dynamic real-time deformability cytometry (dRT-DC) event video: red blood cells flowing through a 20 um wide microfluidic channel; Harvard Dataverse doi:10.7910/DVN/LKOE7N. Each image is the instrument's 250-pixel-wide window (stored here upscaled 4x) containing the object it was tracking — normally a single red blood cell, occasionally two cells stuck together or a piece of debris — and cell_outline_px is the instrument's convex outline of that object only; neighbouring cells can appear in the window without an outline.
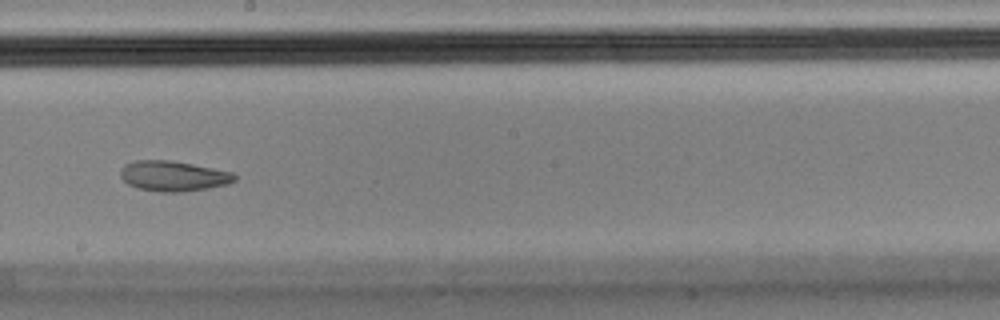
{"species": "Egyptian fruit bat (a non-hibernating species)", "species_latin": "Rousettus aegyptiacus", "temperature_condition": "cold", "stored_images_in_passage": 10, "camera_frame_rate_fps": 3000, "um_per_image_px": 0.085, "animal": {"sex": "male"}, "frame": {"image": 1, "passage_image": 9, "time_ms": 2.667, "image_size_px": [1000, 320], "cell_outline_px": [[236, 180], [228, 184], [208, 188], [184, 192], [160, 192], [136, 188], [128, 184], [120, 176], [120, 168], [124, 164], [136, 160], [172, 160], [232, 172], [236, 176]], "centroid_in_image_um": [14.7, 14.96], "position_along_channel_um": 233.5, "area_um2": 20.29}}